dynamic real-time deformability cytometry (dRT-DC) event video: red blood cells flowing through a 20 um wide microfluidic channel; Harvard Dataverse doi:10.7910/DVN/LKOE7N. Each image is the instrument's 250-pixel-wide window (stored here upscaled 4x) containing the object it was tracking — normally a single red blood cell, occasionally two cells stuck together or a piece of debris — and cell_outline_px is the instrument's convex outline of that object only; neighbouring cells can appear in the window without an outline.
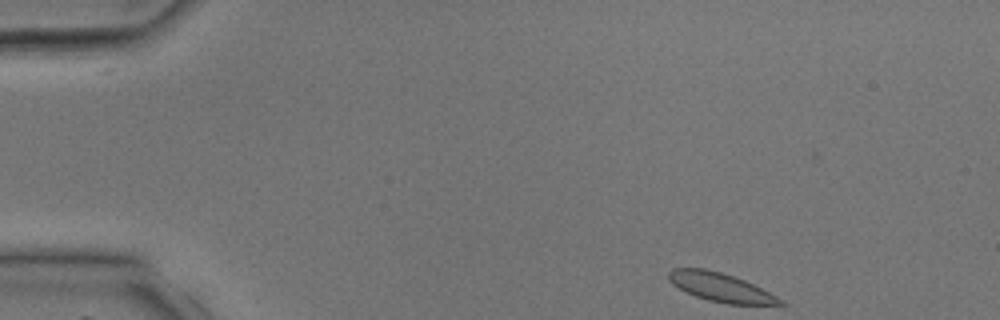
{"species": "common noctule bat (a hibernating species)", "species_latin": "Nyctalus noctula", "temperature_condition": "room temperature", "stored_images_in_passage": 35, "camera_frame_rate_fps": 3000, "um_per_image_px": 0.085, "animal": {"sex": "male", "body_mass_g": 17.9, "forearm_length_mm": 54.2}, "frame": {"image": 1, "passage_image": 1, "time_ms": 0.0, "image_size_px": [1000, 320], "cell_outline_px": [[788, 304], [728, 304], [708, 300], [696, 296], [672, 284], [668, 280], [668, 272], [672, 268], [704, 268], [720, 272], [744, 280], [784, 300]], "centroid_in_image_um": [61.22, 24.41], "position_along_channel_um": 23.8, "area_um2": 18.32}}
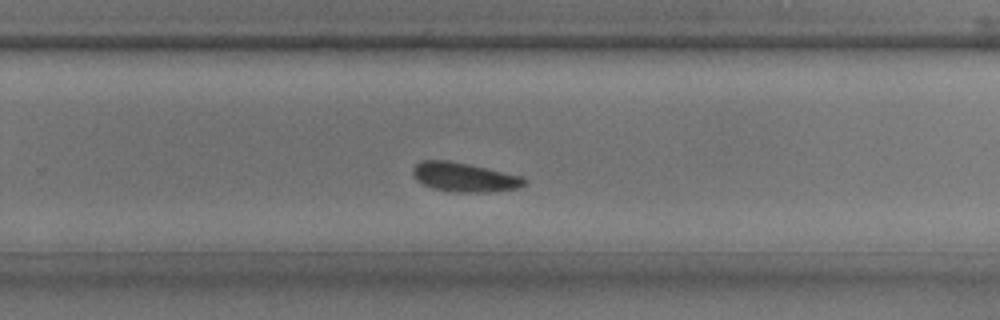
{"frame": {"image": 2, "passage_image": 22, "time_ms": 7.0, "image_size_px": [1000, 320], "cell_outline_px": [[528, 180], [524, 184], [516, 188], [484, 192], [452, 192], [432, 188], [416, 180], [412, 172], [412, 168], [420, 160], [448, 160], [468, 164], [524, 176]], "centroid_in_image_um": [39.44, 15.05], "position_along_channel_um": 290.4, "area_um2": 18.96}}
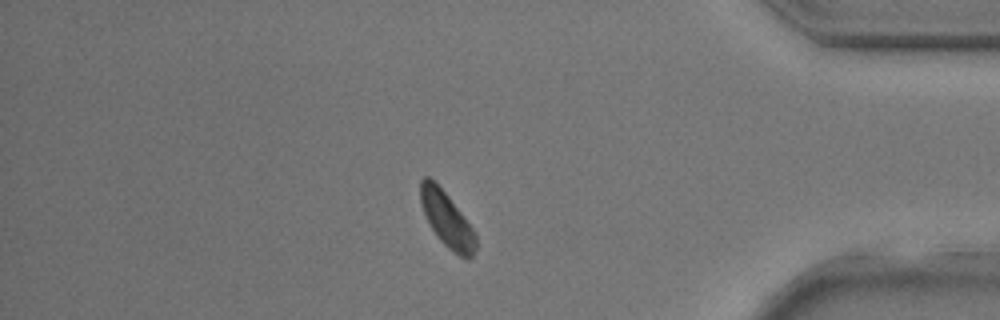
{"frame": {"image": 3, "passage_image": 30, "time_ms": 9.667, "image_size_px": [1000, 320], "cell_outline_px": [[476, 248], [472, 256], [468, 260], [460, 256], [448, 248], [436, 236], [424, 212], [420, 200], [420, 180], [424, 176], [428, 176], [448, 196], [472, 228], [476, 236]], "centroid_in_image_um": [37.98, 18.67], "position_along_channel_um": 397.2, "area_um2": 17.28}}